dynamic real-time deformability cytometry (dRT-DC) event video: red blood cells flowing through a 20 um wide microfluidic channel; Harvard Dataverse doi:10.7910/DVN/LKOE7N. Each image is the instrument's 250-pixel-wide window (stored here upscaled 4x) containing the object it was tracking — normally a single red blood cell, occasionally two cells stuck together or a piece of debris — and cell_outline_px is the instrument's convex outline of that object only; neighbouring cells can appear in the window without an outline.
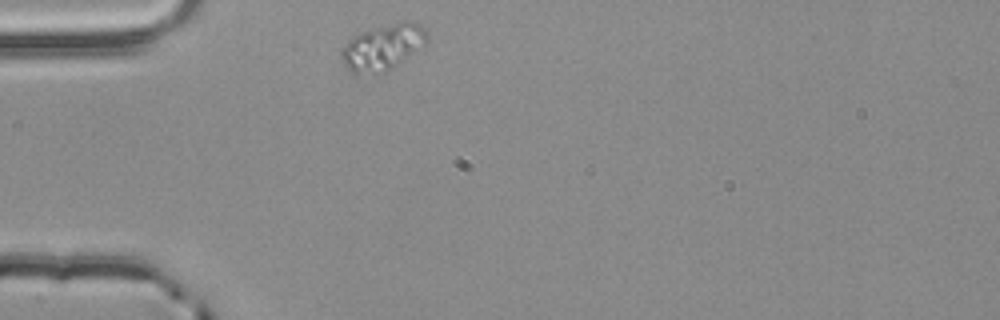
{"species": "common noctule bat (a hibernating species)", "species_latin": "Nyctalus noctula", "temperature_condition": "room temperature", "stored_images_in_passage": 1, "camera_frame_rate_fps": 3000, "um_per_image_px": 0.085, "animal": {"sex": "male", "body_mass_g": 20.4}, "frame": {"image": 1, "passage_image": 1, "time_ms": 0.0, "image_size_px": [1000, 320], "cell_outline_px": [[428, 40], [392, 68], [384, 72], [356, 76], [340, 60], [340, 48], [348, 40], [360, 32], [404, 20], [408, 20], [420, 24], [428, 32]], "centroid_in_image_um": [32.49, 4.01], "position_along_channel_um": 52.5, "area_um2": 22.89}}